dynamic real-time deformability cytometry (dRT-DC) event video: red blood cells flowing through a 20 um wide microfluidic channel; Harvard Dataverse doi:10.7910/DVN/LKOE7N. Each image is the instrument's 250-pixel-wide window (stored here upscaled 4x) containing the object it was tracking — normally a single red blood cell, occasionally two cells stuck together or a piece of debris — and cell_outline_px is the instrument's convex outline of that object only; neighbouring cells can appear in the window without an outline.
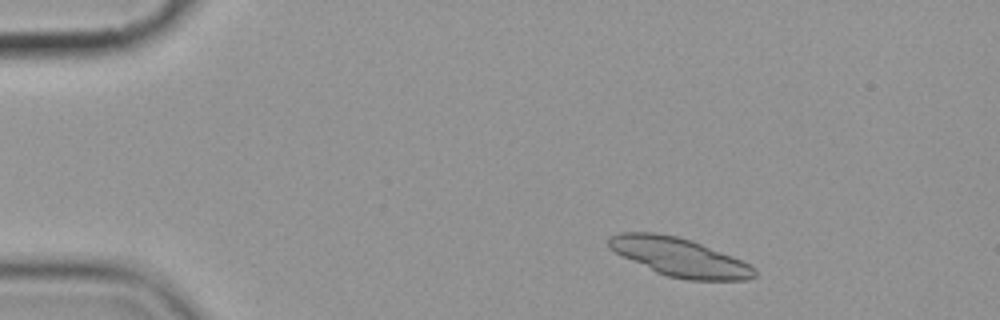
{"species": "common noctule bat (a hibernating species)", "species_latin": "Nyctalus noctula", "temperature_condition": "cold", "stored_images_in_passage": 6, "segment_of_instrument_passage": [1, 2], "camera_frame_rate_fps": 3000, "um_per_image_px": 0.085, "animal": {"sex": "female", "body_mass_g": 19.9}, "frame": {"image": 1, "passage_image": 2, "time_ms": 1.0, "image_size_px": [1000, 320], "cell_outline_px": [[756, 276], [748, 280], [688, 280], [668, 276], [656, 272], [608, 248], [608, 236], [620, 232], [656, 232], [676, 236], [692, 240], [752, 264], [756, 268]], "centroid_in_image_um": [57.78, 21.85], "position_along_channel_um": 27.2, "area_um2": 32.66}}